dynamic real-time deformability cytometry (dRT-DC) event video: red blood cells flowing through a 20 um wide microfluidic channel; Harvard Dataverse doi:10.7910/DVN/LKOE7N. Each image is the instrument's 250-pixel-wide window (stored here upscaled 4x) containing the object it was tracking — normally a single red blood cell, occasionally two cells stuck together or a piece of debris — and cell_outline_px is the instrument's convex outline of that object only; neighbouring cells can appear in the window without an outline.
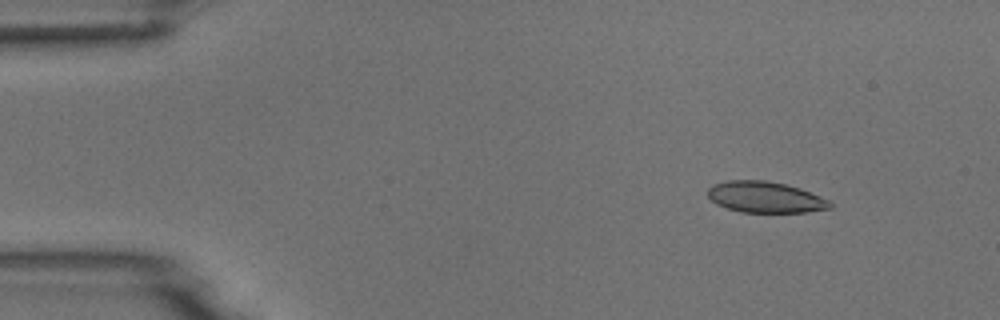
{"species": "common noctule bat (a hibernating species)", "species_latin": "Nyctalus noctula", "temperature_condition": "room temperature", "stored_images_in_passage": 6, "camera_frame_rate_fps": 3000, "um_per_image_px": 0.085, "animal": {"sex": "male", "body_mass_g": 18.8}, "frame": {"image": 1, "passage_image": 2, "time_ms": 1.333, "image_size_px": [1000, 320], "cell_outline_px": [[832, 208], [808, 212], [740, 212], [716, 204], [708, 196], [708, 188], [712, 184], [728, 180], [764, 180], [784, 184], [800, 188], [820, 196], [828, 200], [832, 204]], "centroid_in_image_um": [65.04, 16.76], "position_along_channel_um": 20.0, "area_um2": 22.14}}
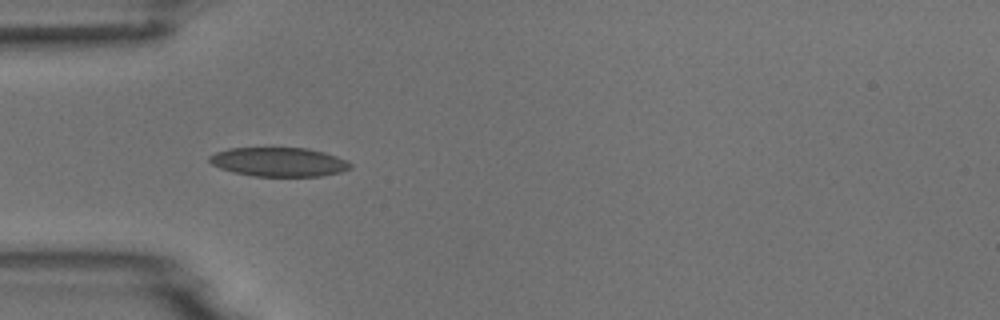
{"frame": {"image": 2, "passage_image": 5, "time_ms": 4.667, "image_size_px": [1000, 320], "cell_outline_px": [[352, 168], [340, 172], [320, 176], [252, 176], [232, 172], [220, 168], [212, 164], [208, 160], [208, 156], [216, 152], [228, 148], [308, 148], [324, 152], [336, 156], [352, 164]], "centroid_in_image_um": [23.67, 13.77], "position_along_channel_um": 61.3, "area_um2": 23.87}}